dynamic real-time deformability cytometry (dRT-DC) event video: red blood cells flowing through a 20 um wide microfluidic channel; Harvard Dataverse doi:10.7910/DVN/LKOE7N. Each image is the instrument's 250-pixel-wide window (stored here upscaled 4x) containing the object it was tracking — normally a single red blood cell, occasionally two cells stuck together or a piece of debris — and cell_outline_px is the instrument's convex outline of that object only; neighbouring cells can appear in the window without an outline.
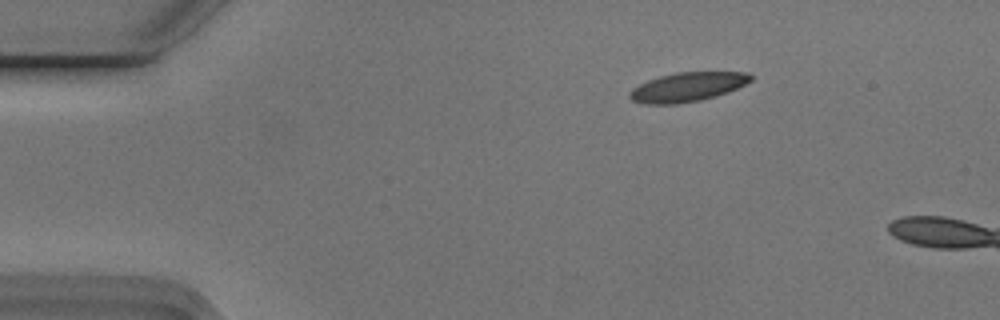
{"species": "Egyptian fruit bat (a non-hibernating species)", "species_latin": "Rousettus aegyptiacus", "temperature_condition": "cold", "stored_images_in_passage": 7, "camera_frame_rate_fps": 3000, "um_per_image_px": 0.085, "animal": {"sex": "male"}, "frame": {"image": 1, "passage_image": 1, "time_ms": 0.0, "image_size_px": [1000, 320], "cell_outline_px": [[752, 80], [728, 92], [700, 100], [676, 104], [644, 104], [632, 100], [628, 96], [628, 92], [632, 88], [648, 80], [660, 76], [676, 72], [748, 72], [752, 76]], "centroid_in_image_um": [58.4, 7.39], "position_along_channel_um": 26.6, "area_um2": 20.52}}